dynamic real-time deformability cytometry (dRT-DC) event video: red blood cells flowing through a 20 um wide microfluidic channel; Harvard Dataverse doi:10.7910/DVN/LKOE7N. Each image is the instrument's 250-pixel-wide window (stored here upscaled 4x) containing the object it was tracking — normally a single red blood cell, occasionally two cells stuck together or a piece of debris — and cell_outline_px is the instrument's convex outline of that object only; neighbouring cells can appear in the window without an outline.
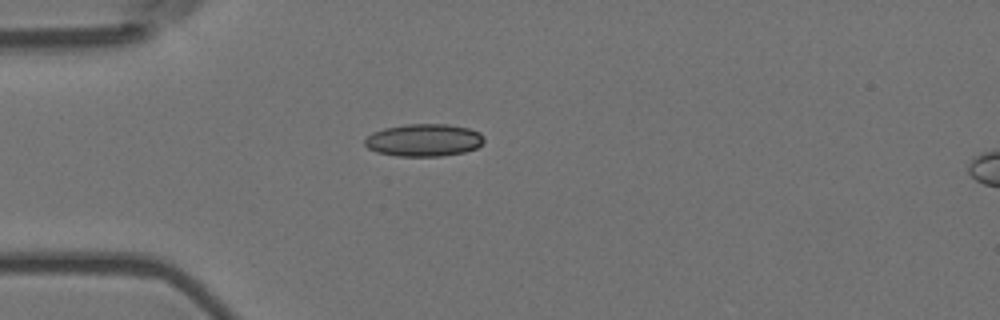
{"species": "Egyptian fruit bat (a non-hibernating species)", "species_latin": "Rousettus aegyptiacus", "temperature_condition": "room temperature", "stored_images_in_passage": 3, "segment_of_instrument_passage": [1, 2], "camera_frame_rate_fps": 3000, "um_per_image_px": 0.085, "animal": {"sex": "female"}, "frame": {"image": 1, "passage_image": 2, "time_ms": 0.333, "image_size_px": [1000, 320], "cell_outline_px": [[484, 140], [476, 148], [464, 152], [440, 156], [396, 156], [376, 152], [368, 148], [364, 144], [364, 140], [372, 132], [384, 128], [404, 124], [448, 124], [468, 128], [480, 132], [484, 136]], "centroid_in_image_um": [36.01, 11.91], "position_along_channel_um": 49.0, "area_um2": 22.66}}